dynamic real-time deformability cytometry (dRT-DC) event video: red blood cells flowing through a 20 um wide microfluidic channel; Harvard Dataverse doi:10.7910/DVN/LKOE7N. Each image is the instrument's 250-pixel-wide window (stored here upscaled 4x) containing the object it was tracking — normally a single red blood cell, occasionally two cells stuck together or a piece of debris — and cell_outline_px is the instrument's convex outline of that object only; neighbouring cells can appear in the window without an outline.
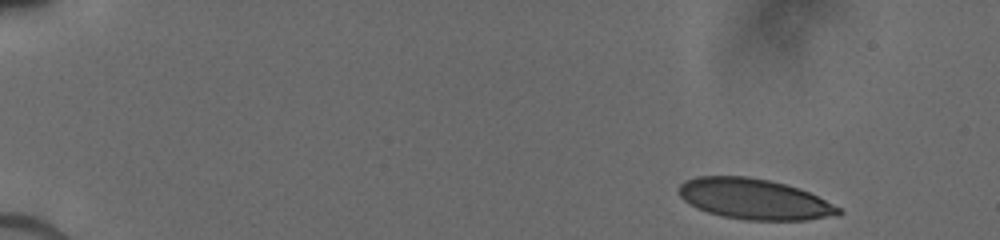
{"species": "human", "species_latin": "Homo sapiens", "temperature_condition": "cold", "stored_images_in_passage": 47, "camera_frame_rate_fps": 3000, "um_per_image_px": 0.085, "donor": {"sex": "male"}, "frame": {"image": 1, "passage_image": 1, "time_ms": 0.0, "image_size_px": [1000, 240], "cell_outline_px": [[844, 212], [840, 216], [808, 220], [744, 220], [724, 216], [708, 212], [696, 208], [684, 200], [680, 196], [680, 184], [684, 180], [696, 176], [748, 176], [768, 180], [800, 188], [840, 208]], "centroid_in_image_um": [64.13, 16.93], "position_along_channel_um": 20.9, "area_um2": 37.8}}
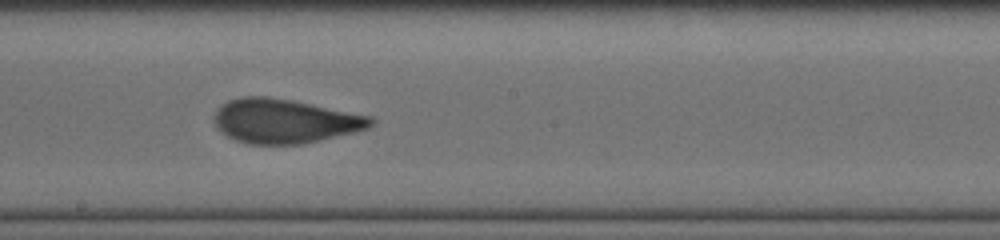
{"frame": {"image": 2, "passage_image": 19, "time_ms": 8.333, "image_size_px": [1000, 240], "cell_outline_px": [[376, 124], [368, 128], [356, 132], [304, 144], [248, 144], [236, 140], [228, 136], [216, 128], [212, 116], [216, 108], [228, 100], [240, 96], [268, 96], [292, 100], [372, 116], [376, 120]], "centroid_in_image_um": [24.2, 10.28], "position_along_channel_um": 224.0, "area_um2": 40.92}}
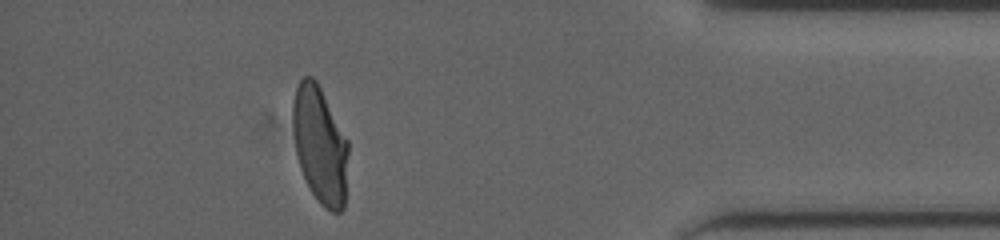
{"frame": {"image": 3, "passage_image": 41, "time_ms": 13.667, "image_size_px": [1000, 240], "cell_outline_px": [[348, 152], [344, 208], [340, 212], [332, 212], [324, 208], [320, 204], [312, 192], [300, 168], [296, 152], [292, 128], [292, 104], [296, 88], [300, 80], [304, 76], [312, 76], [316, 80], [348, 140]], "centroid_in_image_um": [27.19, 12.32], "position_along_channel_um": 408.0, "area_um2": 37.8}}